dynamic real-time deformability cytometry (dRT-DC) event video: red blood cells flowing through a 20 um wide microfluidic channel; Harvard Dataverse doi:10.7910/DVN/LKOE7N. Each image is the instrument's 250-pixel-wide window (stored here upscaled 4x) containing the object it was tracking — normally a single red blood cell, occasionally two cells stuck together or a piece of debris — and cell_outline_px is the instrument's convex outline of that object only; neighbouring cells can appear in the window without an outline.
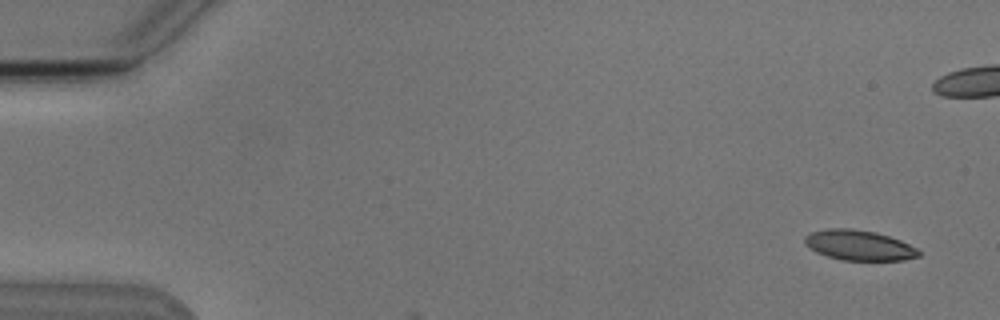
{"species": "Egyptian fruit bat (a non-hibernating species)", "species_latin": "Rousettus aegyptiacus", "temperature_condition": "cold", "stored_images_in_passage": 4, "camera_frame_rate_fps": 3000, "um_per_image_px": 0.085, "animal": {"sex": "male"}, "frame": {"image": 1, "passage_image": 1, "time_ms": 0.0, "image_size_px": [1000, 320], "cell_outline_px": [[920, 256], [904, 260], [840, 260], [816, 252], [808, 248], [804, 244], [804, 236], [808, 232], [828, 228], [852, 228], [876, 232], [900, 240], [916, 248], [920, 252]], "centroid_in_image_um": [72.96, 20.84], "position_along_channel_um": 12.0, "area_um2": 20.23}}